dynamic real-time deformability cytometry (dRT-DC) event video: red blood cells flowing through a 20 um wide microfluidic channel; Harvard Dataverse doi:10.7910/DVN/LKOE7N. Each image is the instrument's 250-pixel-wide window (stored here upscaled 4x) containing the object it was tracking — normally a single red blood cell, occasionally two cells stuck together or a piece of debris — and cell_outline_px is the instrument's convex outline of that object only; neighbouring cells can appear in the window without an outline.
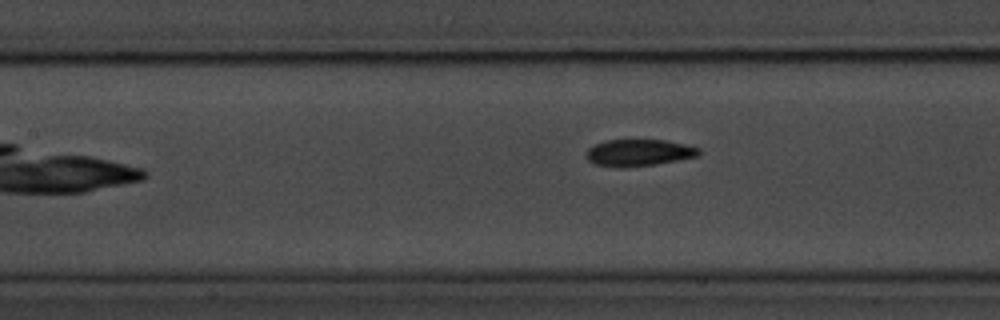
{"species": "common noctule bat (a hibernating species)", "species_latin": "Nyctalus noctula", "temperature_condition": "room temperature", "stored_images_in_passage": 8, "camera_frame_rate_fps": 3000, "um_per_image_px": 0.085, "animal": {"sex": "male", "body_mass_g": 20.1, "forearm_length_mm": 53.5}, "frame": {"image": 1, "passage_image": 8, "time_ms": 8.0, "image_size_px": [1000, 320], "cell_outline_px": [[700, 156], [656, 164], [624, 168], [620, 168], [596, 164], [588, 160], [584, 156], [588, 148], [604, 140], [664, 140], [684, 144], [700, 148]], "centroid_in_image_um": [54.29, 12.98], "position_along_channel_um": 153.1, "area_um2": 17.69}}